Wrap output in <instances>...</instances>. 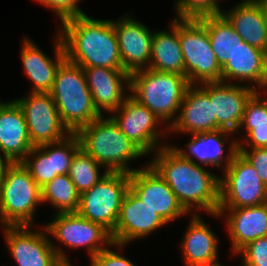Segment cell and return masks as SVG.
I'll return each mask as SVG.
<instances>
[{
    "label": "cell",
    "mask_w": 267,
    "mask_h": 266,
    "mask_svg": "<svg viewBox=\"0 0 267 266\" xmlns=\"http://www.w3.org/2000/svg\"><path fill=\"white\" fill-rule=\"evenodd\" d=\"M152 156L148 163L170 186L189 213L198 214L203 210L208 215L218 213L220 176L211 173L205 166L183 158L170 144L159 148Z\"/></svg>",
    "instance_id": "cell-1"
},
{
    "label": "cell",
    "mask_w": 267,
    "mask_h": 266,
    "mask_svg": "<svg viewBox=\"0 0 267 266\" xmlns=\"http://www.w3.org/2000/svg\"><path fill=\"white\" fill-rule=\"evenodd\" d=\"M60 27L66 60L81 67L123 69L113 19L86 14L67 18Z\"/></svg>",
    "instance_id": "cell-2"
},
{
    "label": "cell",
    "mask_w": 267,
    "mask_h": 266,
    "mask_svg": "<svg viewBox=\"0 0 267 266\" xmlns=\"http://www.w3.org/2000/svg\"><path fill=\"white\" fill-rule=\"evenodd\" d=\"M100 116L82 127L76 134L81 148L108 172L132 173L133 160L147 156L128 139L109 116Z\"/></svg>",
    "instance_id": "cell-3"
},
{
    "label": "cell",
    "mask_w": 267,
    "mask_h": 266,
    "mask_svg": "<svg viewBox=\"0 0 267 266\" xmlns=\"http://www.w3.org/2000/svg\"><path fill=\"white\" fill-rule=\"evenodd\" d=\"M129 84L130 95L151 110L168 129L177 119L176 114L190 85L186 76L150 68L131 73Z\"/></svg>",
    "instance_id": "cell-4"
},
{
    "label": "cell",
    "mask_w": 267,
    "mask_h": 266,
    "mask_svg": "<svg viewBox=\"0 0 267 266\" xmlns=\"http://www.w3.org/2000/svg\"><path fill=\"white\" fill-rule=\"evenodd\" d=\"M49 93L70 133H77L101 116L93 104L83 68L68 60L58 67Z\"/></svg>",
    "instance_id": "cell-5"
},
{
    "label": "cell",
    "mask_w": 267,
    "mask_h": 266,
    "mask_svg": "<svg viewBox=\"0 0 267 266\" xmlns=\"http://www.w3.org/2000/svg\"><path fill=\"white\" fill-rule=\"evenodd\" d=\"M41 188L21 162L6 163L0 174V223L2 226L34 225Z\"/></svg>",
    "instance_id": "cell-6"
},
{
    "label": "cell",
    "mask_w": 267,
    "mask_h": 266,
    "mask_svg": "<svg viewBox=\"0 0 267 266\" xmlns=\"http://www.w3.org/2000/svg\"><path fill=\"white\" fill-rule=\"evenodd\" d=\"M178 36L188 83L222 82V68L212 50L206 27L198 19L178 18Z\"/></svg>",
    "instance_id": "cell-7"
},
{
    "label": "cell",
    "mask_w": 267,
    "mask_h": 266,
    "mask_svg": "<svg viewBox=\"0 0 267 266\" xmlns=\"http://www.w3.org/2000/svg\"><path fill=\"white\" fill-rule=\"evenodd\" d=\"M49 223L44 224L48 234L52 235L60 245L51 239V245L62 261H68L63 248H86L90 259L113 243L111 233L98 223L91 222L77 212L55 213ZM57 246V247H56Z\"/></svg>",
    "instance_id": "cell-8"
},
{
    "label": "cell",
    "mask_w": 267,
    "mask_h": 266,
    "mask_svg": "<svg viewBox=\"0 0 267 266\" xmlns=\"http://www.w3.org/2000/svg\"><path fill=\"white\" fill-rule=\"evenodd\" d=\"M130 173L108 172L91 189L80 194L77 213L112 233L121 203L129 189Z\"/></svg>",
    "instance_id": "cell-9"
},
{
    "label": "cell",
    "mask_w": 267,
    "mask_h": 266,
    "mask_svg": "<svg viewBox=\"0 0 267 266\" xmlns=\"http://www.w3.org/2000/svg\"><path fill=\"white\" fill-rule=\"evenodd\" d=\"M267 203V186L254 167L237 151L220 176L219 209H237Z\"/></svg>",
    "instance_id": "cell-10"
},
{
    "label": "cell",
    "mask_w": 267,
    "mask_h": 266,
    "mask_svg": "<svg viewBox=\"0 0 267 266\" xmlns=\"http://www.w3.org/2000/svg\"><path fill=\"white\" fill-rule=\"evenodd\" d=\"M109 116L123 134L148 156L149 154L151 156L159 148L169 145V143L163 142L162 144L160 142L162 137H165L164 134H169V129H160V126L164 127L160 119L130 94L123 100L122 105ZM158 126L159 128H157Z\"/></svg>",
    "instance_id": "cell-11"
},
{
    "label": "cell",
    "mask_w": 267,
    "mask_h": 266,
    "mask_svg": "<svg viewBox=\"0 0 267 266\" xmlns=\"http://www.w3.org/2000/svg\"><path fill=\"white\" fill-rule=\"evenodd\" d=\"M15 101L23 111L33 146L58 142L71 134L49 92H30Z\"/></svg>",
    "instance_id": "cell-12"
},
{
    "label": "cell",
    "mask_w": 267,
    "mask_h": 266,
    "mask_svg": "<svg viewBox=\"0 0 267 266\" xmlns=\"http://www.w3.org/2000/svg\"><path fill=\"white\" fill-rule=\"evenodd\" d=\"M81 149L76 133L61 141L34 146L21 161L40 188L57 175L68 174L75 154Z\"/></svg>",
    "instance_id": "cell-13"
},
{
    "label": "cell",
    "mask_w": 267,
    "mask_h": 266,
    "mask_svg": "<svg viewBox=\"0 0 267 266\" xmlns=\"http://www.w3.org/2000/svg\"><path fill=\"white\" fill-rule=\"evenodd\" d=\"M2 226L4 240L17 266H56L60 258L44 226ZM33 229V230H32Z\"/></svg>",
    "instance_id": "cell-14"
},
{
    "label": "cell",
    "mask_w": 267,
    "mask_h": 266,
    "mask_svg": "<svg viewBox=\"0 0 267 266\" xmlns=\"http://www.w3.org/2000/svg\"><path fill=\"white\" fill-rule=\"evenodd\" d=\"M129 189L167 224L189 214L170 186L148 163L130 173Z\"/></svg>",
    "instance_id": "cell-15"
},
{
    "label": "cell",
    "mask_w": 267,
    "mask_h": 266,
    "mask_svg": "<svg viewBox=\"0 0 267 266\" xmlns=\"http://www.w3.org/2000/svg\"><path fill=\"white\" fill-rule=\"evenodd\" d=\"M213 103L217 116V130L238 133L243 113L249 99L257 90L249 85L225 82L202 83L199 85Z\"/></svg>",
    "instance_id": "cell-16"
},
{
    "label": "cell",
    "mask_w": 267,
    "mask_h": 266,
    "mask_svg": "<svg viewBox=\"0 0 267 266\" xmlns=\"http://www.w3.org/2000/svg\"><path fill=\"white\" fill-rule=\"evenodd\" d=\"M167 223L130 189L123 197L117 223L111 233L113 242L128 245L145 238Z\"/></svg>",
    "instance_id": "cell-17"
},
{
    "label": "cell",
    "mask_w": 267,
    "mask_h": 266,
    "mask_svg": "<svg viewBox=\"0 0 267 266\" xmlns=\"http://www.w3.org/2000/svg\"><path fill=\"white\" fill-rule=\"evenodd\" d=\"M123 69L129 74L147 69L151 60L153 32L129 15L114 21Z\"/></svg>",
    "instance_id": "cell-18"
},
{
    "label": "cell",
    "mask_w": 267,
    "mask_h": 266,
    "mask_svg": "<svg viewBox=\"0 0 267 266\" xmlns=\"http://www.w3.org/2000/svg\"><path fill=\"white\" fill-rule=\"evenodd\" d=\"M231 134L234 136L233 133L225 130L195 133L191 134L192 138H190V142H186L185 144L187 150L183 149L184 146L179 147L175 144H173L172 147L183 158L191 160L195 164L202 166L211 165L214 168H223L222 171H224L238 151L237 145L239 140H236V138L235 140H231ZM226 142L230 144L226 146L228 149L227 152L229 153H226V157H223V154H225L224 145Z\"/></svg>",
    "instance_id": "cell-19"
},
{
    "label": "cell",
    "mask_w": 267,
    "mask_h": 266,
    "mask_svg": "<svg viewBox=\"0 0 267 266\" xmlns=\"http://www.w3.org/2000/svg\"><path fill=\"white\" fill-rule=\"evenodd\" d=\"M82 68L96 110L101 116L104 112H108L109 116L122 105L126 95H129L125 91L130 90V74L124 69Z\"/></svg>",
    "instance_id": "cell-20"
},
{
    "label": "cell",
    "mask_w": 267,
    "mask_h": 266,
    "mask_svg": "<svg viewBox=\"0 0 267 266\" xmlns=\"http://www.w3.org/2000/svg\"><path fill=\"white\" fill-rule=\"evenodd\" d=\"M54 37V60L29 37L23 39L20 56L23 70L32 81L30 92H50L58 67L66 60L63 43L58 31Z\"/></svg>",
    "instance_id": "cell-21"
},
{
    "label": "cell",
    "mask_w": 267,
    "mask_h": 266,
    "mask_svg": "<svg viewBox=\"0 0 267 266\" xmlns=\"http://www.w3.org/2000/svg\"><path fill=\"white\" fill-rule=\"evenodd\" d=\"M177 119L170 133L189 135L217 130V116L209 95L199 85H189L182 99Z\"/></svg>",
    "instance_id": "cell-22"
},
{
    "label": "cell",
    "mask_w": 267,
    "mask_h": 266,
    "mask_svg": "<svg viewBox=\"0 0 267 266\" xmlns=\"http://www.w3.org/2000/svg\"><path fill=\"white\" fill-rule=\"evenodd\" d=\"M33 147L22 109L15 100H0V156L7 163L21 162Z\"/></svg>",
    "instance_id": "cell-23"
},
{
    "label": "cell",
    "mask_w": 267,
    "mask_h": 266,
    "mask_svg": "<svg viewBox=\"0 0 267 266\" xmlns=\"http://www.w3.org/2000/svg\"><path fill=\"white\" fill-rule=\"evenodd\" d=\"M210 216L216 219L224 216L231 250L235 255L250 242L267 236V203L237 209H218V213Z\"/></svg>",
    "instance_id": "cell-24"
},
{
    "label": "cell",
    "mask_w": 267,
    "mask_h": 266,
    "mask_svg": "<svg viewBox=\"0 0 267 266\" xmlns=\"http://www.w3.org/2000/svg\"><path fill=\"white\" fill-rule=\"evenodd\" d=\"M234 80L257 91H267V53L245 41L239 45L231 60L222 67V82L233 83Z\"/></svg>",
    "instance_id": "cell-25"
},
{
    "label": "cell",
    "mask_w": 267,
    "mask_h": 266,
    "mask_svg": "<svg viewBox=\"0 0 267 266\" xmlns=\"http://www.w3.org/2000/svg\"><path fill=\"white\" fill-rule=\"evenodd\" d=\"M190 216L192 217L180 243L185 266H195L219 259L217 235L199 213Z\"/></svg>",
    "instance_id": "cell-26"
},
{
    "label": "cell",
    "mask_w": 267,
    "mask_h": 266,
    "mask_svg": "<svg viewBox=\"0 0 267 266\" xmlns=\"http://www.w3.org/2000/svg\"><path fill=\"white\" fill-rule=\"evenodd\" d=\"M221 14L247 44L267 53V23L255 0H241L232 9H222Z\"/></svg>",
    "instance_id": "cell-27"
},
{
    "label": "cell",
    "mask_w": 267,
    "mask_h": 266,
    "mask_svg": "<svg viewBox=\"0 0 267 266\" xmlns=\"http://www.w3.org/2000/svg\"><path fill=\"white\" fill-rule=\"evenodd\" d=\"M169 26V31H153L149 68L185 76L184 57L178 36V18H174Z\"/></svg>",
    "instance_id": "cell-28"
},
{
    "label": "cell",
    "mask_w": 267,
    "mask_h": 266,
    "mask_svg": "<svg viewBox=\"0 0 267 266\" xmlns=\"http://www.w3.org/2000/svg\"><path fill=\"white\" fill-rule=\"evenodd\" d=\"M207 29L212 50L222 68L231 60L244 40L234 31L233 26L222 15H205L197 18Z\"/></svg>",
    "instance_id": "cell-29"
},
{
    "label": "cell",
    "mask_w": 267,
    "mask_h": 266,
    "mask_svg": "<svg viewBox=\"0 0 267 266\" xmlns=\"http://www.w3.org/2000/svg\"><path fill=\"white\" fill-rule=\"evenodd\" d=\"M41 201L50 203L56 213L77 212L80 193L68 174L57 175L41 188Z\"/></svg>",
    "instance_id": "cell-30"
},
{
    "label": "cell",
    "mask_w": 267,
    "mask_h": 266,
    "mask_svg": "<svg viewBox=\"0 0 267 266\" xmlns=\"http://www.w3.org/2000/svg\"><path fill=\"white\" fill-rule=\"evenodd\" d=\"M102 168L104 172L100 175ZM107 173L108 171L104 167L81 148L72 160L68 176L76 186L77 191L81 194L91 189Z\"/></svg>",
    "instance_id": "cell-31"
},
{
    "label": "cell",
    "mask_w": 267,
    "mask_h": 266,
    "mask_svg": "<svg viewBox=\"0 0 267 266\" xmlns=\"http://www.w3.org/2000/svg\"><path fill=\"white\" fill-rule=\"evenodd\" d=\"M266 93V94H265ZM257 91L247 102L238 131H244V138L252 129L267 126V91ZM247 132V133H246Z\"/></svg>",
    "instance_id": "cell-32"
},
{
    "label": "cell",
    "mask_w": 267,
    "mask_h": 266,
    "mask_svg": "<svg viewBox=\"0 0 267 266\" xmlns=\"http://www.w3.org/2000/svg\"><path fill=\"white\" fill-rule=\"evenodd\" d=\"M176 18H194L205 15L221 14V7L217 0H176Z\"/></svg>",
    "instance_id": "cell-33"
},
{
    "label": "cell",
    "mask_w": 267,
    "mask_h": 266,
    "mask_svg": "<svg viewBox=\"0 0 267 266\" xmlns=\"http://www.w3.org/2000/svg\"><path fill=\"white\" fill-rule=\"evenodd\" d=\"M236 255L241 257V266H267V236L250 242Z\"/></svg>",
    "instance_id": "cell-34"
},
{
    "label": "cell",
    "mask_w": 267,
    "mask_h": 266,
    "mask_svg": "<svg viewBox=\"0 0 267 266\" xmlns=\"http://www.w3.org/2000/svg\"><path fill=\"white\" fill-rule=\"evenodd\" d=\"M125 246L126 245L113 242L110 244V248L108 246L90 259V266H136L130 259L111 249V247L118 248L122 251V248Z\"/></svg>",
    "instance_id": "cell-35"
},
{
    "label": "cell",
    "mask_w": 267,
    "mask_h": 266,
    "mask_svg": "<svg viewBox=\"0 0 267 266\" xmlns=\"http://www.w3.org/2000/svg\"><path fill=\"white\" fill-rule=\"evenodd\" d=\"M39 4L51 9L55 15L59 17L60 22L74 17L86 15L83 10L78 7L81 0H36Z\"/></svg>",
    "instance_id": "cell-36"
},
{
    "label": "cell",
    "mask_w": 267,
    "mask_h": 266,
    "mask_svg": "<svg viewBox=\"0 0 267 266\" xmlns=\"http://www.w3.org/2000/svg\"><path fill=\"white\" fill-rule=\"evenodd\" d=\"M238 151L254 167L260 180L267 186V148H238Z\"/></svg>",
    "instance_id": "cell-37"
},
{
    "label": "cell",
    "mask_w": 267,
    "mask_h": 266,
    "mask_svg": "<svg viewBox=\"0 0 267 266\" xmlns=\"http://www.w3.org/2000/svg\"><path fill=\"white\" fill-rule=\"evenodd\" d=\"M237 146V148H267V126L252 129L243 138V144L238 142Z\"/></svg>",
    "instance_id": "cell-38"
},
{
    "label": "cell",
    "mask_w": 267,
    "mask_h": 266,
    "mask_svg": "<svg viewBox=\"0 0 267 266\" xmlns=\"http://www.w3.org/2000/svg\"><path fill=\"white\" fill-rule=\"evenodd\" d=\"M259 6L261 7V10L263 12V16L265 18V21L267 23V0H255Z\"/></svg>",
    "instance_id": "cell-39"
},
{
    "label": "cell",
    "mask_w": 267,
    "mask_h": 266,
    "mask_svg": "<svg viewBox=\"0 0 267 266\" xmlns=\"http://www.w3.org/2000/svg\"><path fill=\"white\" fill-rule=\"evenodd\" d=\"M195 266H225V265L220 264L219 259H217V260L209 262V263L198 264Z\"/></svg>",
    "instance_id": "cell-40"
},
{
    "label": "cell",
    "mask_w": 267,
    "mask_h": 266,
    "mask_svg": "<svg viewBox=\"0 0 267 266\" xmlns=\"http://www.w3.org/2000/svg\"><path fill=\"white\" fill-rule=\"evenodd\" d=\"M70 262H71L70 259L68 261L60 260L56 266H72L73 264H71Z\"/></svg>",
    "instance_id": "cell-41"
},
{
    "label": "cell",
    "mask_w": 267,
    "mask_h": 266,
    "mask_svg": "<svg viewBox=\"0 0 267 266\" xmlns=\"http://www.w3.org/2000/svg\"><path fill=\"white\" fill-rule=\"evenodd\" d=\"M6 163L7 162L0 156V174L2 173V169Z\"/></svg>",
    "instance_id": "cell-42"
}]
</instances>
